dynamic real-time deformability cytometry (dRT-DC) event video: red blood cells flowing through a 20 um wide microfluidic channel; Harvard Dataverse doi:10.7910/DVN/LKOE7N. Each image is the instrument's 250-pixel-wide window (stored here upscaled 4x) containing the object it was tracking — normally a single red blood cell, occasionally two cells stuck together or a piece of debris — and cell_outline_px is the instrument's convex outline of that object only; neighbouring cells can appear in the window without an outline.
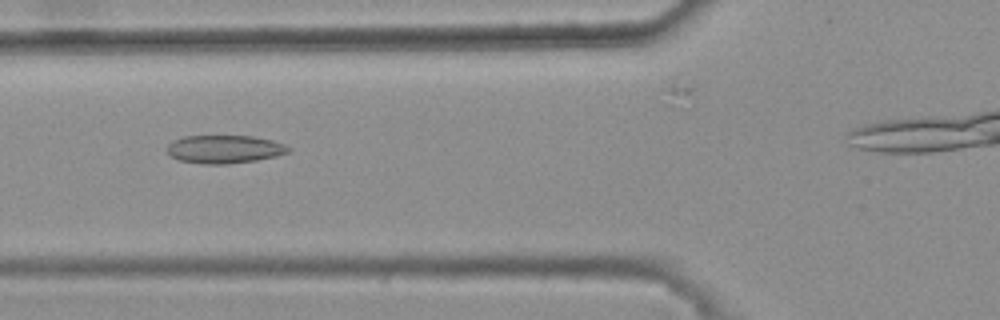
{"species": "common noctule bat (a hibernating species)", "species_latin": "Nyctalus noctula", "temperature_condition": "warm", "stored_images_in_passage": 7, "camera_frame_rate_fps": 3000, "um_per_image_px": 0.085, "animal": {"sex": "female", "body_mass_g": 25.1}, "frame": {"image": 1, "passage_image": 4, "time_ms": 1.0, "image_size_px": [1000, 320], "cell_outline_px": [[292, 148], [288, 152], [276, 156], [256, 160], [228, 164], [200, 164], [180, 160], [172, 156], [168, 152], [168, 144], [172, 140], [184, 136], [252, 136], [272, 140], [284, 144]], "centroid_in_image_um": [19.08, 12.68], "position_along_channel_um": 106.7, "area_um2": 19.88}}